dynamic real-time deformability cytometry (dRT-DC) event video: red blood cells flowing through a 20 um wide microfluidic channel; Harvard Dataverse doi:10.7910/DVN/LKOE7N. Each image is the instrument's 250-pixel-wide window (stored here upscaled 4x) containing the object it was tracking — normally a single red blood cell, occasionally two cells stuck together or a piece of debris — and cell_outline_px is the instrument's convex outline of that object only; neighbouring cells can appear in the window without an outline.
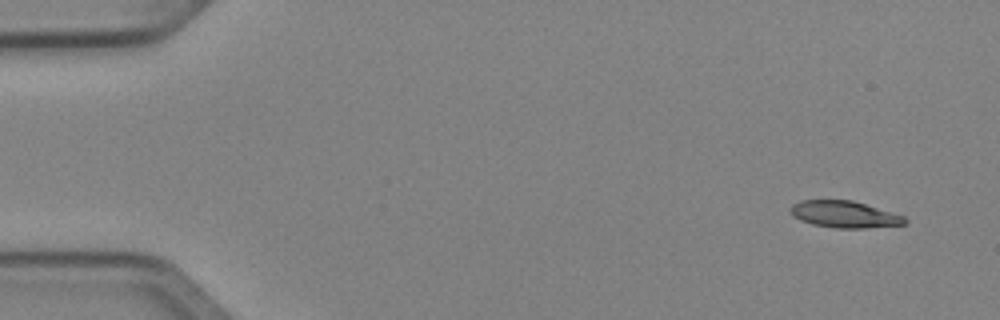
{"species": "Egyptian fruit bat (a non-hibernating species)", "species_latin": "Rousettus aegyptiacus", "temperature_condition": "cold", "stored_images_in_passage": 48, "camera_frame_rate_fps": 3000, "um_per_image_px": 0.085, "animal": {"sex": "female"}, "frame": {"image": 1, "passage_image": 1, "time_ms": 0.0, "image_size_px": [1000, 320], "cell_outline_px": [[908, 224], [864, 228], [836, 228], [812, 224], [800, 220], [792, 216], [788, 208], [792, 204], [800, 200], [852, 200], [904, 216], [908, 220]], "centroid_in_image_um": [71.75, 18.22], "position_along_channel_um": 13.3, "area_um2": 17.92}}
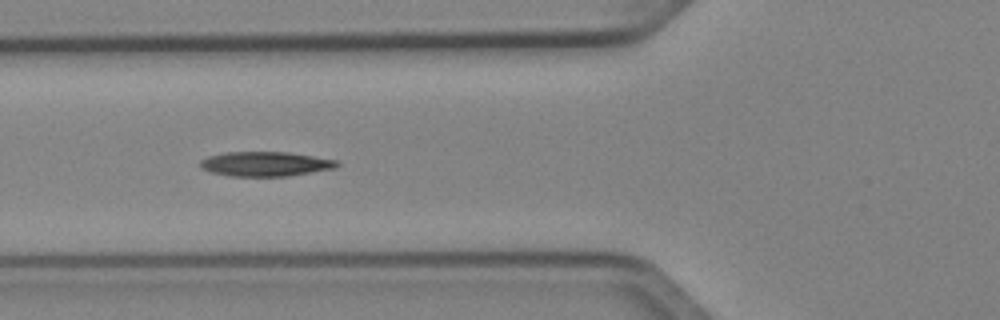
{"frame": {"image": 2, "passage_image": 17, "time_ms": 5.333, "image_size_px": [1000, 320], "cell_outline_px": [[340, 164], [336, 168], [288, 176], [228, 176], [212, 172], [200, 168], [200, 160], [208, 156], [224, 152], [288, 152], [336, 160]], "centroid_in_image_um": [22.53, 13.93], "position_along_channel_um": 103.3, "area_um2": 19.59}}
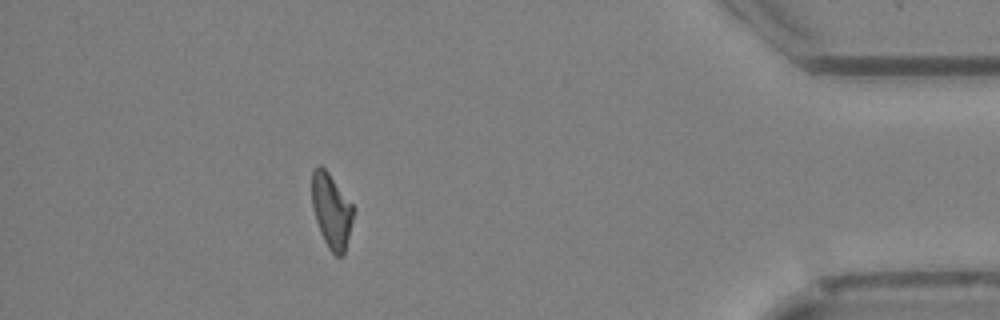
{"frame": {"image": 3, "passage_image": 43, "time_ms": 14.0, "image_size_px": [1000, 320], "cell_outline_px": [[356, 208], [344, 256], [336, 256], [328, 248], [320, 232], [312, 208], [312, 172], [316, 164], [320, 164], [328, 172]], "centroid_in_image_um": [28.19, 17.91], "position_along_channel_um": 407.0, "area_um2": 18.32}, "authors_computed_cell_mechanics": {"area_um2": 18.7561, "velocity_mm_per_s": 4.0658, "shape_relaxation_time_tau1_ms": 4.7284, "shape_relaxation_time_tau2_ms": 4.743, "deformation_change_tau1": 0.1701, "deformation_change_tau2": 0.1183}}